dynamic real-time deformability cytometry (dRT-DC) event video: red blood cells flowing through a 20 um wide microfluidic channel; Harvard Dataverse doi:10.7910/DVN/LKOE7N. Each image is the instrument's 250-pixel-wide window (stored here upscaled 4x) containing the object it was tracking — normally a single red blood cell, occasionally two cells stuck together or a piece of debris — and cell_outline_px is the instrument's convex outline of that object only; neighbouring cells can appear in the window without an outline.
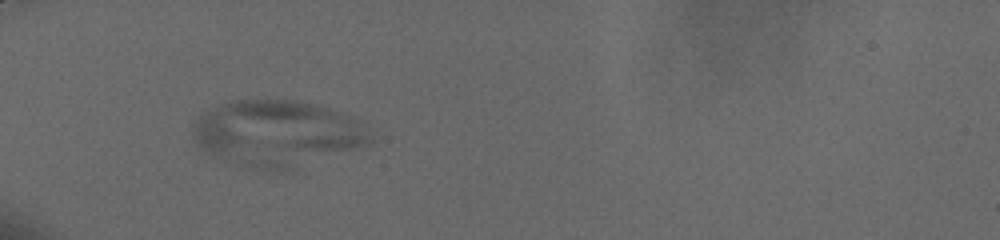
{"species": "human", "species_latin": "Homo sapiens", "temperature_condition": "cold", "stored_images_in_passage": 29, "camera_frame_rate_fps": 3000, "um_per_image_px": 0.085, "donor": {"sex": "male"}, "frame": {"image": 1, "passage_image": 1, "time_ms": 0.0, "image_size_px": [1000, 240], "cell_outline_px": [[372, 144], [284, 172], [260, 172], [224, 160], [200, 148], [196, 144], [192, 136], [192, 132], [196, 116], [220, 104], [236, 100], [300, 100], [328, 108], [360, 120], [372, 136]], "centroid_in_image_um": [23.56, 11.37], "position_along_channel_um": 61.4, "area_um2": 69.24}}